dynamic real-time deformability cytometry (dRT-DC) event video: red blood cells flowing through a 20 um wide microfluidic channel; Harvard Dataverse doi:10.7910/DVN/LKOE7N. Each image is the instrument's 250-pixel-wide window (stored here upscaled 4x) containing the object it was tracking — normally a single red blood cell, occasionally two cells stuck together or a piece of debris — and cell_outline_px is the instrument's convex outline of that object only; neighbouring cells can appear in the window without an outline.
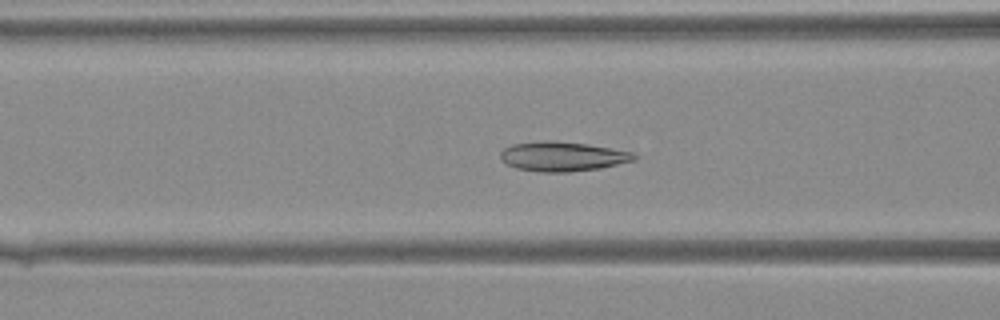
{"species": "Egyptian fruit bat (a non-hibernating species)", "species_latin": "Rousettus aegyptiacus", "temperature_condition": "warm", "stored_images_in_passage": 30, "camera_frame_rate_fps": 3000, "um_per_image_px": 0.085, "animal": {"sex": "female"}, "frame": {"image": 1, "passage_image": 6, "time_ms": 1.667, "image_size_px": [1000, 320], "cell_outline_px": [[636, 160], [600, 168], [568, 172], [540, 172], [516, 168], [500, 160], [500, 152], [504, 148], [512, 144], [548, 140], [552, 140], [584, 144], [632, 152], [636, 156]], "centroid_in_image_um": [47.77, 13.3], "position_along_channel_um": 118.8, "area_um2": 22.83}}
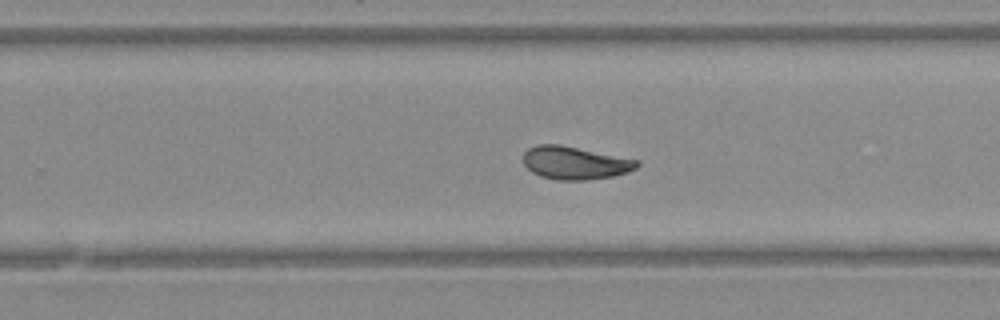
{"frame": {"image": 2, "passage_image": 16, "time_ms": 5.0, "image_size_px": [1000, 320], "cell_outline_px": [[640, 164], [636, 168], [628, 172], [612, 176], [584, 180], [556, 180], [540, 176], [532, 172], [524, 164], [524, 152], [528, 148], [536, 144], [560, 144], [640, 160]], "centroid_in_image_um": [48.87, 13.84], "position_along_channel_um": 280.9, "area_um2": 21.91}}
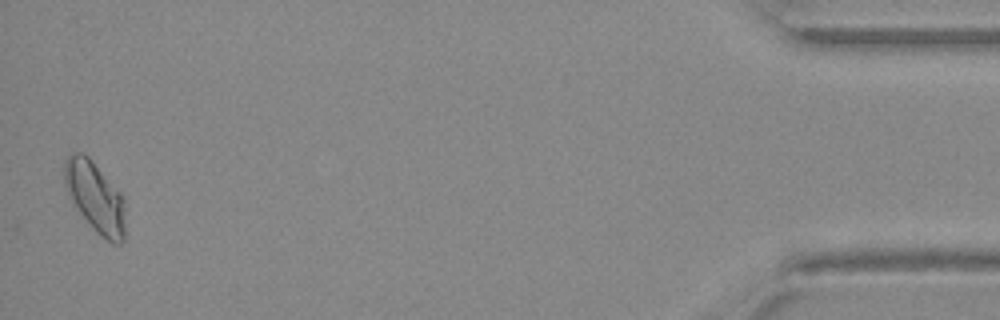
{"frame": {"image": 3, "passage_image": 30, "time_ms": 9.667, "image_size_px": [1000, 320], "cell_outline_px": [[124, 240], [120, 244], [112, 244], [100, 236], [92, 228], [80, 212], [72, 200], [64, 184], [64, 160], [72, 152], [80, 152], [88, 156], [124, 196]], "centroid_in_image_um": [8.1, 16.75], "position_along_channel_um": 427.1, "area_um2": 24.91}}